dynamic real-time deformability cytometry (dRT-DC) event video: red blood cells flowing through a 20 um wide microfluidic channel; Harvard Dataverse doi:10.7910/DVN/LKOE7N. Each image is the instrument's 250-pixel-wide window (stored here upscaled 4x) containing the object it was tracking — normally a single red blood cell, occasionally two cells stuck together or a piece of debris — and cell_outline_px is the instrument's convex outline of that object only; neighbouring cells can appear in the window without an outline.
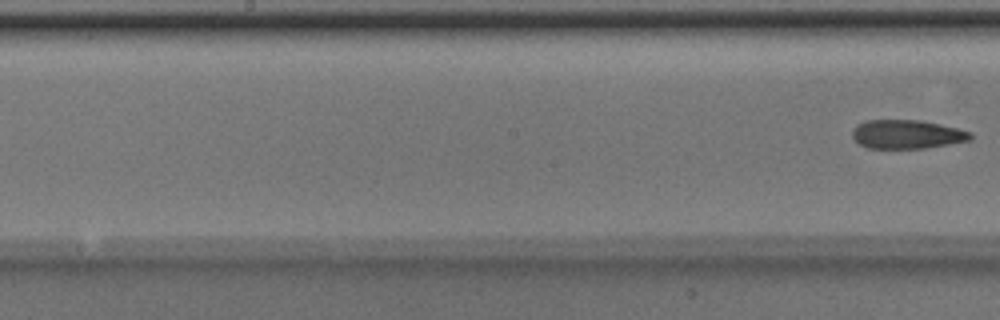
{"species": "Egyptian fruit bat (a non-hibernating species)", "species_latin": "Rousettus aegyptiacus", "temperature_condition": "room temperature", "stored_images_in_passage": 7, "segment_of_instrument_passage": [2, 2], "camera_frame_rate_fps": 3000, "um_per_image_px": 0.085, "animal": {"sex": "male"}, "frame": {"image": 1, "passage_image": 7, "time_ms": 2.0, "image_size_px": [1000, 320], "cell_outline_px": [[972, 140], [924, 148], [868, 148], [860, 144], [852, 136], [852, 128], [856, 124], [868, 120], [920, 120], [940, 124], [972, 132]], "centroid_in_image_um": [77.08, 11.41], "position_along_channel_um": 171.1, "area_um2": 19.83}}